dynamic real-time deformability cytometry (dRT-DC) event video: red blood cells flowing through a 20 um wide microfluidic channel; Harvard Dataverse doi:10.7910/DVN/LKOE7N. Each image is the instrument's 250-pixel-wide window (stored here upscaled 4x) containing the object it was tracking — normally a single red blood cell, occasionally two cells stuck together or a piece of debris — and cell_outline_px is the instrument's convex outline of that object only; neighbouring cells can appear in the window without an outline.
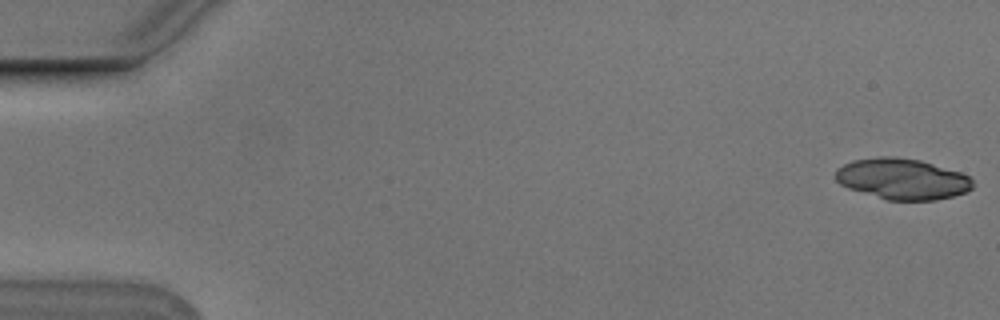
{"species": "Egyptian fruit bat (a non-hibernating species)", "species_latin": "Rousettus aegyptiacus", "temperature_condition": "cold", "stored_images_in_passage": 5, "camera_frame_rate_fps": 3000, "um_per_image_px": 0.085, "animal": {"sex": "male"}, "frame": {"image": 1, "passage_image": 1, "time_ms": 0.0, "image_size_px": [1000, 320], "cell_outline_px": [[972, 188], [964, 192], [952, 196], [936, 200], [888, 200], [848, 188], [840, 184], [836, 180], [836, 168], [852, 160], [880, 156], [892, 156], [920, 160], [960, 172], [968, 176], [972, 180]], "centroid_in_image_um": [76.66, 15.2], "position_along_channel_um": 8.3, "area_um2": 32.54}}